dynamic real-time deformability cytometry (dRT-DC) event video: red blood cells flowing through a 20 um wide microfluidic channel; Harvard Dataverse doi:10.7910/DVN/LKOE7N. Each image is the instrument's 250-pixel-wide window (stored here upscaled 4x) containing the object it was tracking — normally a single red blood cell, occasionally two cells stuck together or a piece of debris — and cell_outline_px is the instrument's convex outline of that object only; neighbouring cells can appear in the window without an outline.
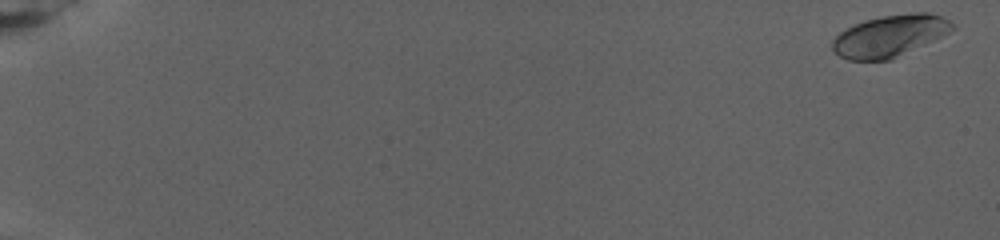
{"species": "human", "species_latin": "Homo sapiens", "temperature_condition": "warm", "stored_images_in_passage": 85, "camera_frame_rate_fps": 3000, "um_per_image_px": 0.085, "donor": {"sex": "female"}, "frame": {"image": 1, "passage_image": 3, "time_ms": 0.667, "image_size_px": [1000, 240], "cell_outline_px": [[956, 28], [892, 60], [848, 60], [840, 56], [832, 48], [832, 40], [840, 32], [864, 20], [880, 16], [912, 12], [928, 12], [940, 16], [948, 20]], "centroid_in_image_um": [75.61, 3.04], "position_along_channel_um": 9.4, "area_um2": 28.84}}
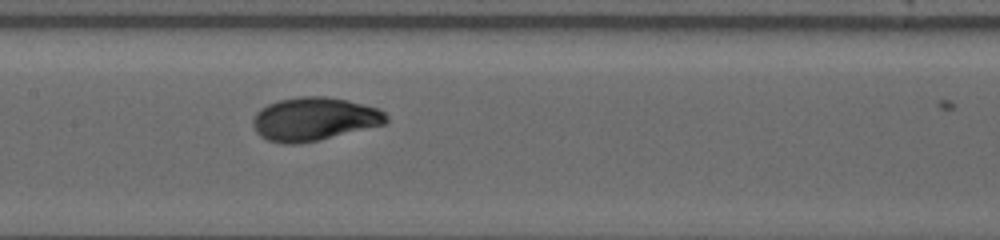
{"frame": {"image": 2, "passage_image": 47, "time_ms": 15.333, "image_size_px": [1000, 240], "cell_outline_px": [[388, 120], [384, 124], [320, 140], [296, 144], [284, 144], [268, 140], [260, 136], [256, 132], [252, 124], [252, 120], [256, 112], [260, 108], [276, 100], [296, 96], [328, 96], [348, 100], [380, 108], [388, 116]], "centroid_in_image_um": [26.69, 10.1], "position_along_channel_um": 180.7, "area_um2": 34.04}}
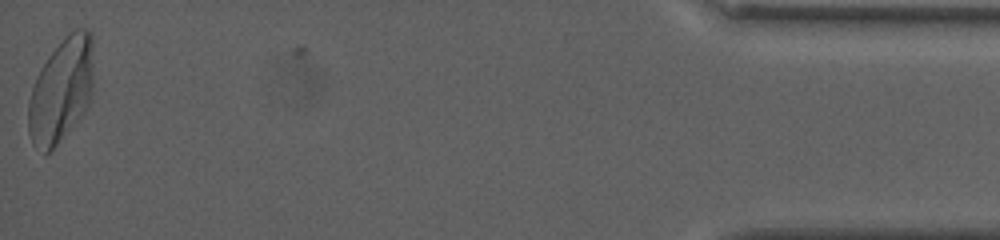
{"frame": {"image": 3, "passage_image": 85, "time_ms": 28.0, "image_size_px": [1000, 240], "cell_outline_px": [[92, 100], [88, 108], [56, 144], [44, 156], [32, 144], [28, 132], [28, 100], [36, 76], [40, 68], [48, 56], [64, 36], [68, 32], [76, 28], [84, 28], [92, 32]], "centroid_in_image_um": [5.2, 7.66], "position_along_channel_um": 430.0, "area_um2": 40.0}, "authors_computed_cell_mechanics": {"area_um2": 32.1946, "velocity_mm_per_s": 2.595, "shape_relaxation_time_tau1_ms": 5.4463, "shape_relaxation_time_tau2_ms": null, "deformation_change_tau1": 0.2035, "deformation_change_tau2": null}}